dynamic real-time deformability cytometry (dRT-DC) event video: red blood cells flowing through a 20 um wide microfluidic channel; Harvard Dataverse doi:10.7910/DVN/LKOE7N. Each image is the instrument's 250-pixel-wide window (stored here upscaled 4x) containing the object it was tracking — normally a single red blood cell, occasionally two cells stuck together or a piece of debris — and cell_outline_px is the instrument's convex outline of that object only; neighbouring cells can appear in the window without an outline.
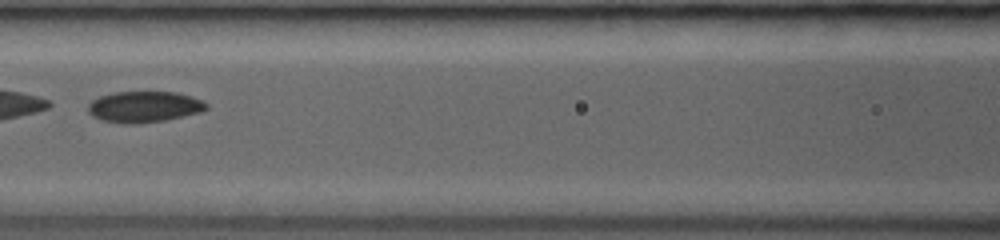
{"species": "common noctule bat (a hibernating species)", "species_latin": "Nyctalus noctula", "temperature_condition": "room temperature", "stored_images_in_passage": 21, "camera_frame_rate_fps": 3000, "um_per_image_px": 0.085, "animal": {"sex": "female", "body_mass_g": 19.0, "forearm_length_mm": 53.3}, "frame": {"image": 1, "passage_image": 10, "time_ms": 4.0, "image_size_px": [1000, 240], "cell_outline_px": [[208, 108], [200, 112], [168, 120], [140, 124], [124, 124], [100, 120], [92, 116], [88, 112], [88, 104], [92, 100], [100, 96], [116, 92], [176, 92], [192, 96], [208, 104]], "centroid_in_image_um": [12.24, 9.09], "position_along_channel_um": 154.4, "area_um2": 21.68}}